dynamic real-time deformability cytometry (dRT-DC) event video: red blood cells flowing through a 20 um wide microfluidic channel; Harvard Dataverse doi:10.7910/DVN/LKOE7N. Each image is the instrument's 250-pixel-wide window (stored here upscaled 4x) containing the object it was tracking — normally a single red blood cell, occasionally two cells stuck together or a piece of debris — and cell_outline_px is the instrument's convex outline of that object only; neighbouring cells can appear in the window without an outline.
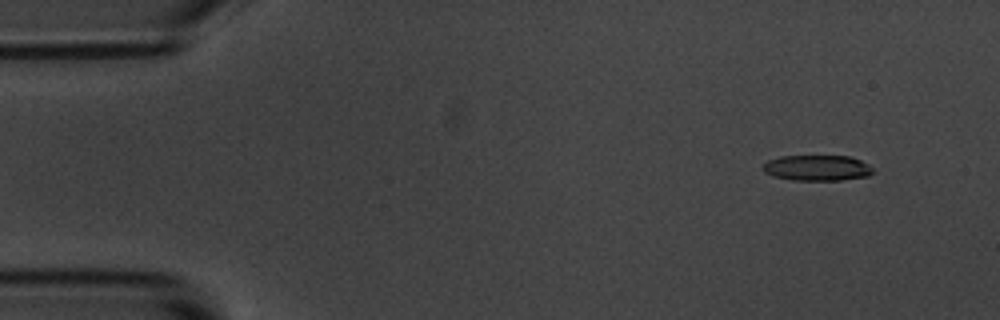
{"species": "common noctule bat (a hibernating species)", "species_latin": "Nyctalus noctula", "temperature_condition": "room temperature", "stored_images_in_passage": 51, "camera_frame_rate_fps": 3000, "um_per_image_px": 0.085, "animal": {"sex": "male", "body_mass_g": 20.1, "forearm_length_mm": 53.5}, "frame": {"image": 1, "passage_image": 5, "time_ms": 1.333, "image_size_px": [1000, 320], "cell_outline_px": [[872, 172], [868, 176], [840, 180], [792, 180], [772, 176], [764, 172], [764, 164], [768, 160], [780, 156], [852, 156], [868, 164], [872, 168]], "centroid_in_image_um": [69.45, 14.27], "position_along_channel_um": 15.5, "area_um2": 16.42}}
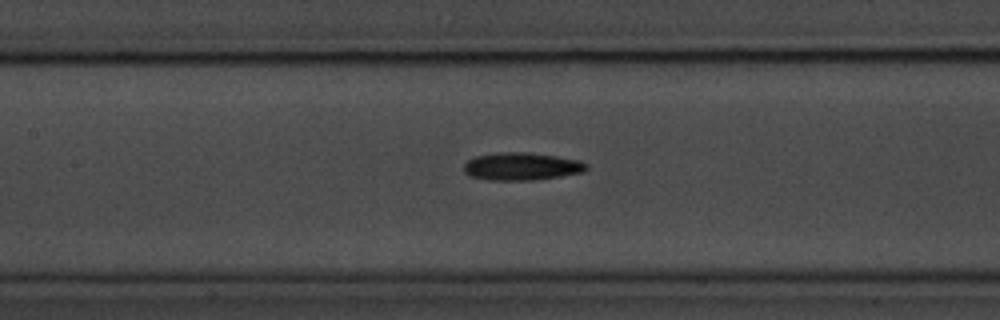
{"frame": {"image": 2, "passage_image": 25, "time_ms": 8.0, "image_size_px": [1000, 320], "cell_outline_px": [[588, 168], [584, 172], [536, 180], [488, 180], [468, 176], [464, 172], [464, 164], [468, 160], [476, 156], [496, 152], [528, 152], [556, 156], [580, 160], [588, 164]], "centroid_in_image_um": [44.33, 14.14], "position_along_channel_um": 163.1, "area_um2": 20.0}}
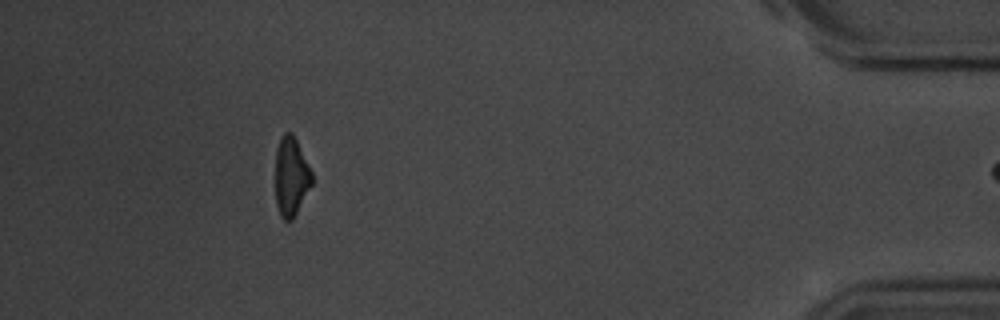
{"frame": {"image": 3, "passage_image": 50, "time_ms": 16.333, "image_size_px": [1000, 320], "cell_outline_px": [[312, 184], [292, 220], [284, 220], [280, 216], [276, 204], [276, 148], [284, 132], [292, 132], [312, 172]], "centroid_in_image_um": [24.74, 15.01], "position_along_channel_um": 410.5, "area_um2": 16.59}}